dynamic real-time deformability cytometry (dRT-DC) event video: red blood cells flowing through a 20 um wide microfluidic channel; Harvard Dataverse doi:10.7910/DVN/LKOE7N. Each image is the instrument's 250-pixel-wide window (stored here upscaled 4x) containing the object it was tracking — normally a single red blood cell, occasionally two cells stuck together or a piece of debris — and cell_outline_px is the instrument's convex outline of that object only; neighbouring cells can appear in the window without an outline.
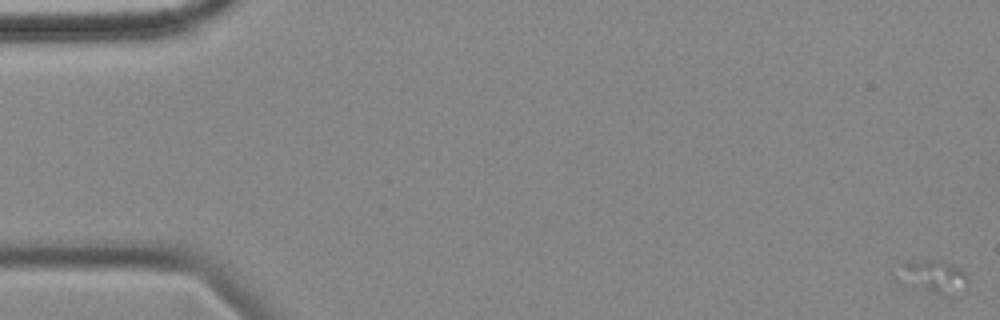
{"species": "common noctule bat (a hibernating species)", "species_latin": "Nyctalus noctula", "temperature_condition": "cold", "stored_images_in_passage": 5, "camera_frame_rate_fps": 3000, "um_per_image_px": 0.085, "animal": {"sex": "female", "body_mass_g": 18.4}, "frame": {"image": 1, "passage_image": 1, "time_ms": 0.0, "image_size_px": [1000, 320], "cell_outline_px": [[968, 280], [940, 292], [936, 292], [900, 284], [896, 280], [896, 276], [904, 264], [916, 260], [940, 260], [952, 264], [960, 268], [968, 276]], "centroid_in_image_um": [79.13, 23.4], "position_along_channel_um": 5.9, "area_um2": 12.14}}